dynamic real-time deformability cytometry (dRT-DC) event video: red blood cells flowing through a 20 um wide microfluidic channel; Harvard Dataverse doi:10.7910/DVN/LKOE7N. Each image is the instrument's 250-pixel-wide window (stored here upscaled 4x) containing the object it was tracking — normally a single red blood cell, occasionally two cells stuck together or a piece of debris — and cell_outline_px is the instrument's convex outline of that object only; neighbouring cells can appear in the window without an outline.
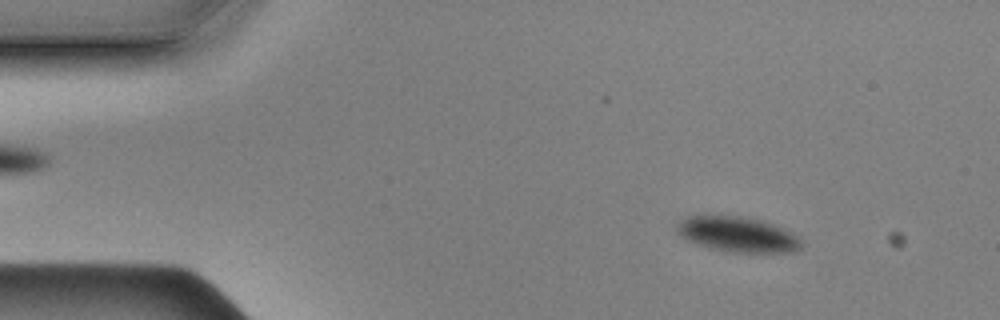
{"species": "Egyptian fruit bat (a non-hibernating species)", "species_latin": "Rousettus aegyptiacus", "temperature_condition": "cold", "stored_images_in_passage": 57, "camera_frame_rate_fps": 3000, "um_per_image_px": 0.085, "animal": {"sex": "male"}, "frame": {"image": 1, "passage_image": 7, "time_ms": 2.0, "image_size_px": [1000, 320], "cell_outline_px": [[804, 248], [792, 252], [732, 252], [708, 248], [696, 244], [688, 240], [676, 232], [676, 228], [680, 220], [688, 216], [748, 216], [764, 220], [776, 224], [800, 236]], "centroid_in_image_um": [62.77, 19.92], "position_along_channel_um": 22.2, "area_um2": 26.01}}
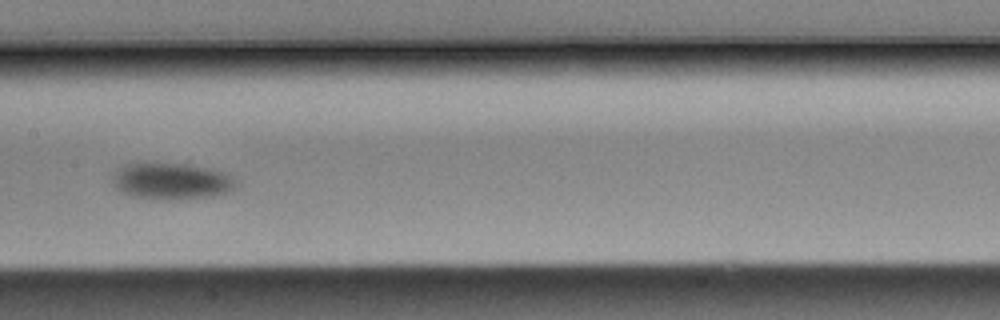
{"frame": {"image": 2, "passage_image": 28, "time_ms": 9.0, "image_size_px": [1000, 320], "cell_outline_px": [[236, 184], [232, 188], [224, 192], [212, 196], [176, 200], [136, 196], [124, 192], [116, 188], [112, 184], [112, 176], [116, 168], [124, 164], [144, 160], [152, 160], [180, 164], [204, 168], [220, 172], [236, 180]], "centroid_in_image_um": [14.43, 15.35], "position_along_channel_um": 193.0, "area_um2": 26.3}}
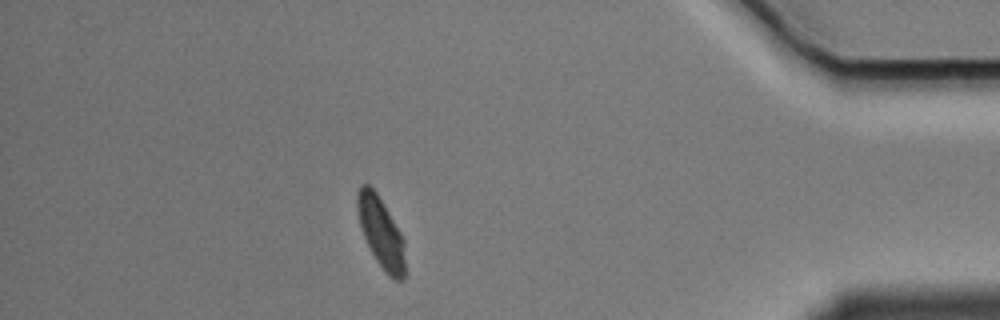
{"frame": {"image": 3, "passage_image": 50, "time_ms": 16.333, "image_size_px": [1000, 320], "cell_outline_px": [[404, 280], [396, 280], [388, 276], [376, 260], [364, 236], [360, 224], [356, 204], [356, 196], [360, 184], [368, 184], [376, 192], [400, 232], [404, 240]], "centroid_in_image_um": [32.37, 19.76], "position_along_channel_um": 402.8, "area_um2": 19.25}, "authors_computed_cell_mechanics": {"area_um2": 26.01, "velocity_mm_per_s": 3.4734, "shape_relaxation_time_tau1_ms": 2.3459, "shape_relaxation_time_tau2_ms": null, "deformation_change_tau1": 0.0521, "deformation_change_tau2": null}}